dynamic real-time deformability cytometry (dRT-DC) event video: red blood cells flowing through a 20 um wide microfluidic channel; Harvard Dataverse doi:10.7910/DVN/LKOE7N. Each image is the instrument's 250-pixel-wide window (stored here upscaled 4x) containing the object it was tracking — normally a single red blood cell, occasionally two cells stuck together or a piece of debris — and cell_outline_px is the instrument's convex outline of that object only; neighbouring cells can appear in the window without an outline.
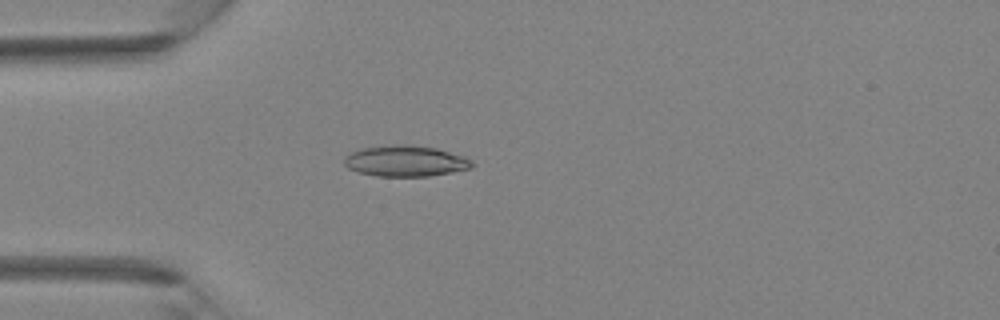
{"species": "Egyptian fruit bat (a non-hibernating species)", "species_latin": "Rousettus aegyptiacus", "temperature_condition": "room temperature", "stored_images_in_passage": 42, "camera_frame_rate_fps": 3000, "um_per_image_px": 0.085, "animal": {"sex": "female"}, "frame": {"image": 1, "passage_image": 12, "time_ms": 3.667, "image_size_px": [1000, 320], "cell_outline_px": [[476, 164], [472, 168], [452, 172], [428, 176], [376, 176], [360, 172], [348, 168], [344, 164], [344, 156], [352, 152], [364, 148], [392, 144], [412, 144], [436, 148], [464, 156], [472, 160]], "centroid_in_image_um": [34.5, 13.68], "position_along_channel_um": 50.5, "area_um2": 23.18}}
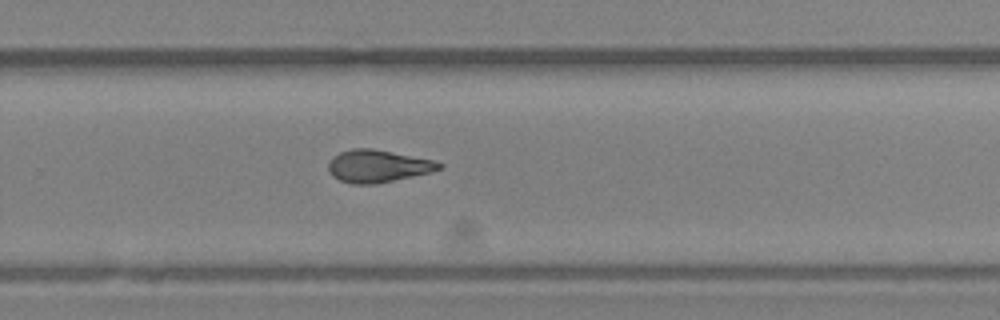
{"frame": {"image": 2, "passage_image": 28, "time_ms": 9.0, "image_size_px": [1000, 320], "cell_outline_px": [[444, 168], [432, 172], [376, 184], [352, 184], [340, 180], [332, 176], [328, 168], [328, 164], [332, 156], [340, 152], [352, 148], [372, 148], [432, 160], [444, 164]], "centroid_in_image_um": [32.11, 14.12], "position_along_channel_um": 297.7, "area_um2": 20.98}}
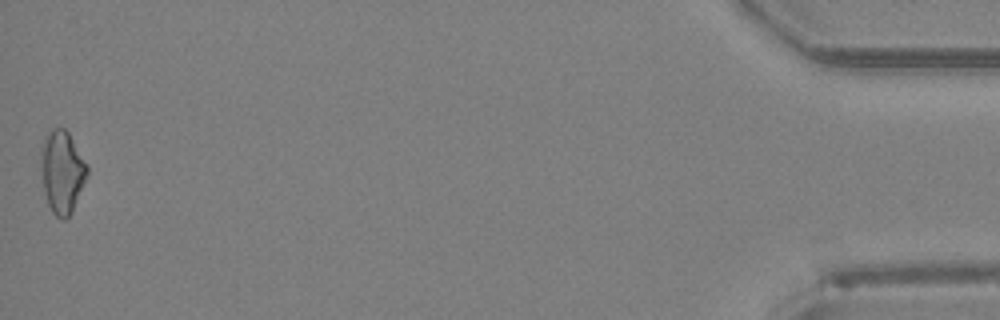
{"frame": {"image": 3, "passage_image": 42, "time_ms": 13.667, "image_size_px": [1000, 320], "cell_outline_px": [[88, 176], [72, 212], [64, 220], [60, 220], [52, 212], [48, 204], [44, 192], [40, 160], [40, 148], [44, 136], [52, 128], [64, 128], [68, 132], [88, 164]], "centroid_in_image_um": [5.28, 14.59], "position_along_channel_um": 429.9, "area_um2": 22.6}}